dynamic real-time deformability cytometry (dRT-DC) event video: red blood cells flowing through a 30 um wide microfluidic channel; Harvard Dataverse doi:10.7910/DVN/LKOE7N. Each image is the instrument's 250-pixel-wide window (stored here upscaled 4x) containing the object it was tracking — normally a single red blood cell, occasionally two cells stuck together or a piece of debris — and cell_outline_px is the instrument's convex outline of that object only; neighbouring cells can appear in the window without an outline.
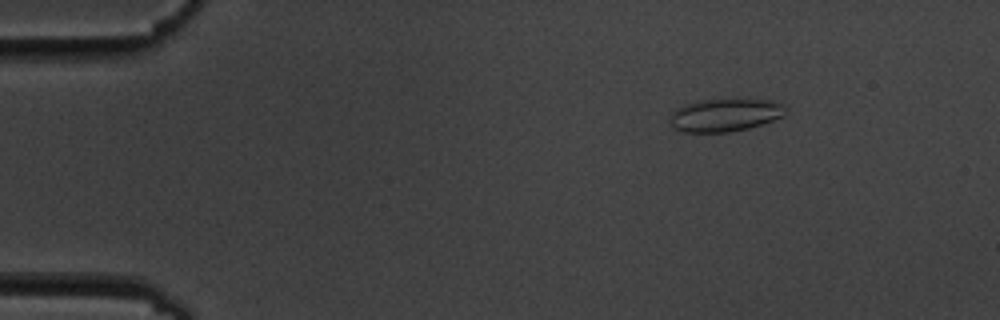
{"species": "common noctule bat (a hibernating species)", "species_latin": "Nyctalus noctula", "temperature_condition": "cold", "stored_images_in_passage": 5, "camera_frame_rate_fps": 3000, "um_per_image_px": 0.085, "animal": {"sex": "male", "body_mass_g": 19.5, "forearm_length_mm": 54.6}, "frame": {"image": 1, "passage_image": 3, "time_ms": 2.333, "image_size_px": [1000, 320], "cell_outline_px": [[788, 112], [784, 116], [748, 128], [728, 132], [684, 132], [672, 128], [672, 112], [676, 108], [684, 104], [696, 100], [720, 96], [772, 100], [784, 104], [788, 108]], "centroid_in_image_um": [61.67, 9.71], "position_along_channel_um": 23.3, "area_um2": 23.18}}